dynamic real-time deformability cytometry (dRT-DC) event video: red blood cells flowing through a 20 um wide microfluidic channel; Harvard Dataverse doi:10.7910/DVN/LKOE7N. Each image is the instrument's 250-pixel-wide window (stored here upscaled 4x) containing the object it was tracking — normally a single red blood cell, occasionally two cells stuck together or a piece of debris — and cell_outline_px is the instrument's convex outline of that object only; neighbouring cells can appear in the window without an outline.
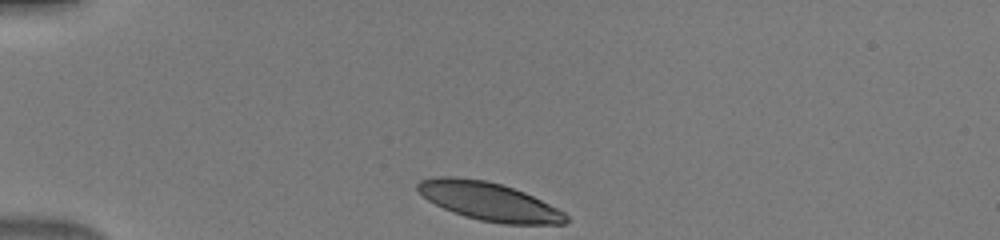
{"species": "human", "species_latin": "Homo sapiens", "temperature_condition": "warm", "stored_images_in_passage": 33, "camera_frame_rate_fps": 3000, "um_per_image_px": 0.085, "donor": {"sex": "male"}, "frame": {"image": 1, "passage_image": 1, "time_ms": 0.0, "image_size_px": [1000, 240], "cell_outline_px": [[568, 220], [564, 224], [504, 224], [480, 220], [464, 216], [444, 208], [428, 200], [416, 192], [416, 184], [420, 180], [436, 176], [452, 176], [484, 180], [500, 184], [524, 192], [564, 212], [568, 216]], "centroid_in_image_um": [41.51, 17.11], "position_along_channel_um": 43.5, "area_um2": 32.89}}
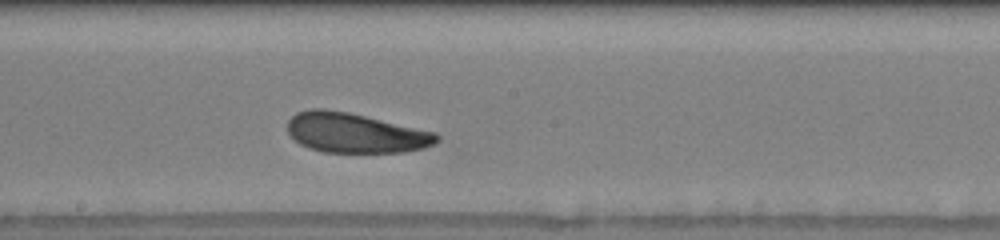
{"frame": {"image": 2, "passage_image": 17, "time_ms": 5.333, "image_size_px": [1000, 240], "cell_outline_px": [[440, 140], [436, 144], [424, 148], [404, 152], [324, 152], [308, 148], [300, 144], [288, 132], [288, 120], [296, 112], [308, 108], [324, 108], [348, 112], [436, 132], [440, 136]], "centroid_in_image_um": [30.21, 11.29], "position_along_channel_um": 218.0, "area_um2": 34.8}}
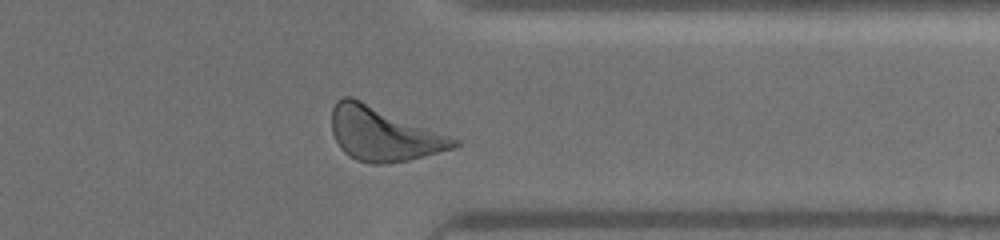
{"frame": {"image": 3, "passage_image": 29, "time_ms": 9.333, "image_size_px": [1000, 240], "cell_outline_px": [[460, 144], [452, 148], [424, 156], [408, 160], [388, 164], [372, 164], [356, 160], [344, 152], [340, 148], [332, 132], [332, 108], [336, 100], [344, 96], [352, 96], [460, 140]], "centroid_in_image_um": [32.55, 11.38], "position_along_channel_um": 378.8, "area_um2": 38.21}}